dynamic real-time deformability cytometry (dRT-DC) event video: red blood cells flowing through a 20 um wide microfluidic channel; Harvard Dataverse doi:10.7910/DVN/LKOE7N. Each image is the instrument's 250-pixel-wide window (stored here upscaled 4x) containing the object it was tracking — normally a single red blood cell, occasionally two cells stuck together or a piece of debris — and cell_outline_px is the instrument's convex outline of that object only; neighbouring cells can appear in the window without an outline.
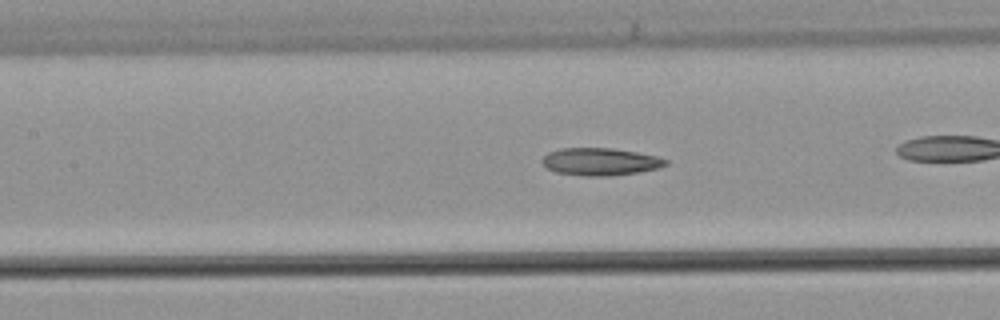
{"species": "common noctule bat (a hibernating species)", "species_latin": "Nyctalus noctula", "temperature_condition": "warm", "stored_images_in_passage": 43, "camera_frame_rate_fps": 3000, "um_per_image_px": 0.085, "animal": {"sex": "male", "body_mass_g": 21.5, "forearm_length_mm": 52.0}, "frame": {"image": 1, "passage_image": 25, "time_ms": 8.0, "image_size_px": [1000, 320], "cell_outline_px": [[668, 164], [660, 168], [636, 172], [608, 176], [584, 176], [556, 172], [548, 168], [540, 160], [548, 152], [560, 148], [612, 148], [636, 152], [656, 156], [668, 160]], "centroid_in_image_um": [51.02, 13.74], "position_along_channel_um": 156.4, "area_um2": 19.71}}